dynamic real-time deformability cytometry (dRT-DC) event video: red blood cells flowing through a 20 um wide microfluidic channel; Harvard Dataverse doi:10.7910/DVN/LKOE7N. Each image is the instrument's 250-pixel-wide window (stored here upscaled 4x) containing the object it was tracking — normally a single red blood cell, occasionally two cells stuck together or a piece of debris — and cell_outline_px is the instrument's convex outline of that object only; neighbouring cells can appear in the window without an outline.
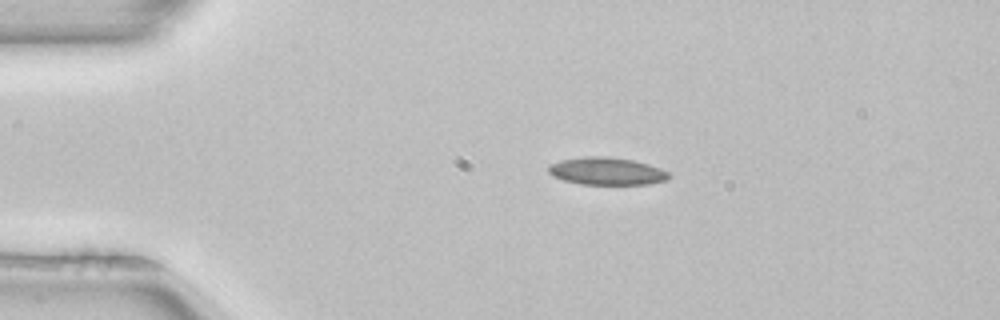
{"species": "common noctule bat (a hibernating species)", "species_latin": "Nyctalus noctula", "temperature_condition": "room temperature", "stored_images_in_passage": 42, "camera_frame_rate_fps": 3000, "um_per_image_px": 0.085, "animal": {"sex": "female", "body_mass_g": 22.7, "forearm_length_mm": 54.2}, "frame": {"image": 1, "passage_image": 1, "time_ms": 0.0, "image_size_px": [1000, 320], "cell_outline_px": [[672, 176], [668, 180], [648, 184], [580, 184], [564, 180], [552, 176], [548, 172], [548, 164], [560, 160], [584, 156], [604, 156], [632, 160], [648, 164], [660, 168], [668, 172]], "centroid_in_image_um": [51.56, 14.55], "position_along_channel_um": 33.4, "area_um2": 19.42}}
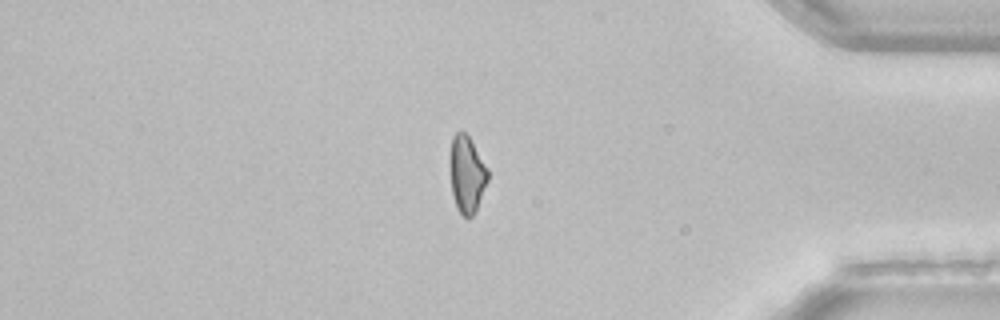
{"frame": {"image": 2, "passage_image": 34, "time_ms": 11.0, "image_size_px": [1000, 320], "cell_outline_px": [[488, 180], [476, 212], [468, 220], [456, 208], [452, 196], [448, 164], [448, 156], [452, 136], [456, 132], [464, 132], [468, 136], [488, 168]], "centroid_in_image_um": [39.64, 14.83], "position_along_channel_um": 395.6, "area_um2": 17.51}}
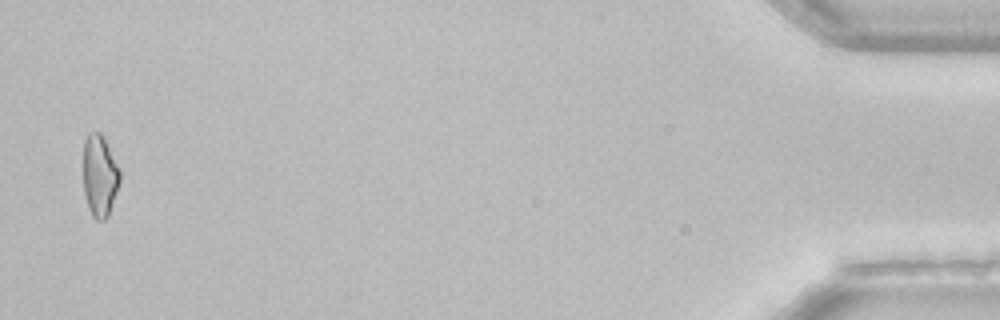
{"frame": {"image": 3, "passage_image": 41, "time_ms": 13.333, "image_size_px": [1000, 320], "cell_outline_px": [[120, 184], [108, 216], [104, 220], [96, 220], [92, 216], [88, 208], [84, 192], [84, 140], [88, 132], [100, 132], [104, 136], [120, 172]], "centroid_in_image_um": [8.47, 14.94], "position_along_channel_um": 426.7, "area_um2": 17.51}}